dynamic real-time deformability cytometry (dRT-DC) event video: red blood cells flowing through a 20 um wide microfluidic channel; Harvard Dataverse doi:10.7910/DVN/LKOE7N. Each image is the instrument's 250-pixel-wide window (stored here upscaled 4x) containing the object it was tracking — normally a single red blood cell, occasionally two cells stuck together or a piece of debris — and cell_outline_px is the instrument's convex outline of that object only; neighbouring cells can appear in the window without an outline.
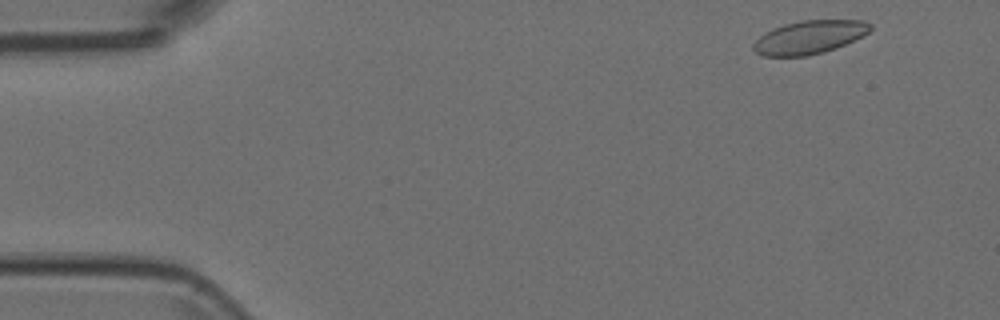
{"species": "Egyptian fruit bat (a non-hibernating species)", "species_latin": "Rousettus aegyptiacus", "temperature_condition": "room temperature", "stored_images_in_passage": 51, "camera_frame_rate_fps": 3000, "um_per_image_px": 0.085, "animal": {"sex": "female"}, "frame": {"image": 1, "passage_image": 2, "time_ms": 0.333, "image_size_px": [1000, 320], "cell_outline_px": [[872, 28], [868, 32], [836, 48], [824, 52], [808, 56], [764, 56], [756, 52], [752, 48], [752, 44], [764, 32], [772, 28], [784, 24], [800, 20], [864, 20], [872, 24]], "centroid_in_image_um": [68.76, 3.16], "position_along_channel_um": 16.2, "area_um2": 22.72}}
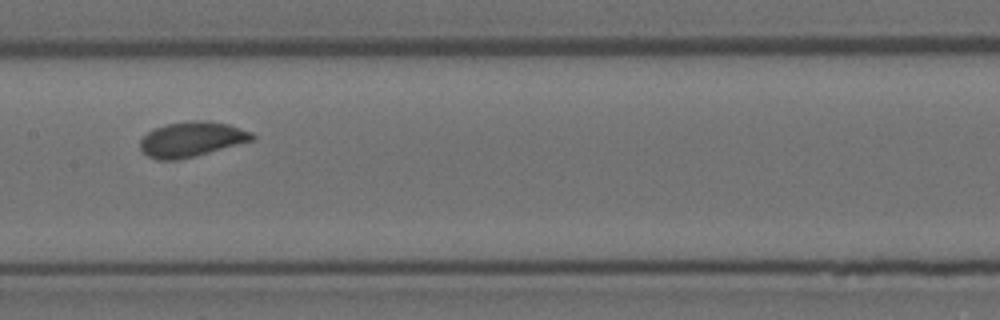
{"frame": {"image": 2, "passage_image": 24, "time_ms": 7.667, "image_size_px": [1000, 320], "cell_outline_px": [[256, 136], [252, 140], [208, 152], [176, 160], [156, 160], [148, 156], [140, 148], [140, 140], [148, 132], [164, 124], [196, 120], [228, 124], [252, 132]], "centroid_in_image_um": [16.25, 11.83], "position_along_channel_um": 191.1, "area_um2": 22.37}}
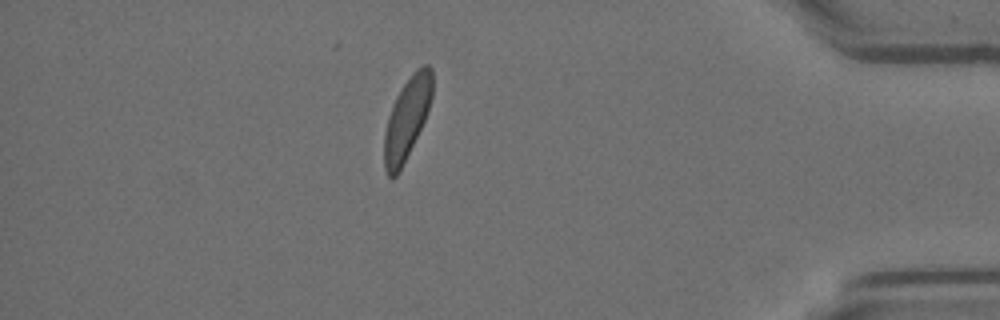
{"frame": {"image": 3, "passage_image": 44, "time_ms": 14.333, "image_size_px": [1000, 320], "cell_outline_px": [[432, 96], [424, 120], [396, 176], [392, 180], [388, 176], [384, 168], [384, 132], [388, 116], [392, 104], [396, 96], [412, 72], [416, 68], [424, 64], [428, 64], [432, 68]], "centroid_in_image_um": [34.57, 10.03], "position_along_channel_um": 400.6, "area_um2": 22.48}}